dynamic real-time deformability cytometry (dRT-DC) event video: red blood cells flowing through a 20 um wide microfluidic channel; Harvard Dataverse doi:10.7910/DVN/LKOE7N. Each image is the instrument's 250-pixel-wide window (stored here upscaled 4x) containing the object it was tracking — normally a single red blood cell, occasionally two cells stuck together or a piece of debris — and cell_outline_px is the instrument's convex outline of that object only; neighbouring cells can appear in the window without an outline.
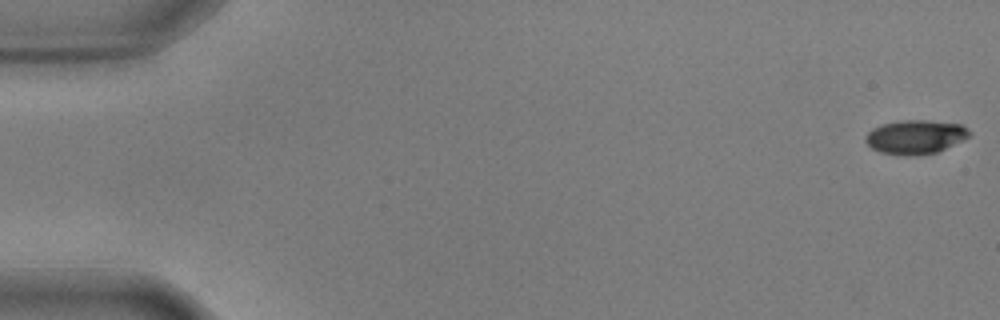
{"species": "common noctule bat (a hibernating species)", "species_latin": "Nyctalus noctula", "temperature_condition": "warm", "stored_images_in_passage": 21, "camera_frame_rate_fps": 3000, "um_per_image_px": 0.085, "animal": {"sex": "male", "body_mass_g": 17.9, "forearm_length_mm": 54.2}, "frame": {"image": 1, "passage_image": 1, "time_ms": 0.0, "image_size_px": [1000, 320], "cell_outline_px": [[972, 136], [964, 140], [936, 152], [916, 156], [908, 156], [880, 152], [872, 148], [864, 140], [864, 136], [872, 128], [884, 124], [904, 120], [924, 120], [960, 124], [968, 128], [972, 132]], "centroid_in_image_um": [77.84, 11.64], "position_along_channel_um": 7.2, "area_um2": 20.63}}
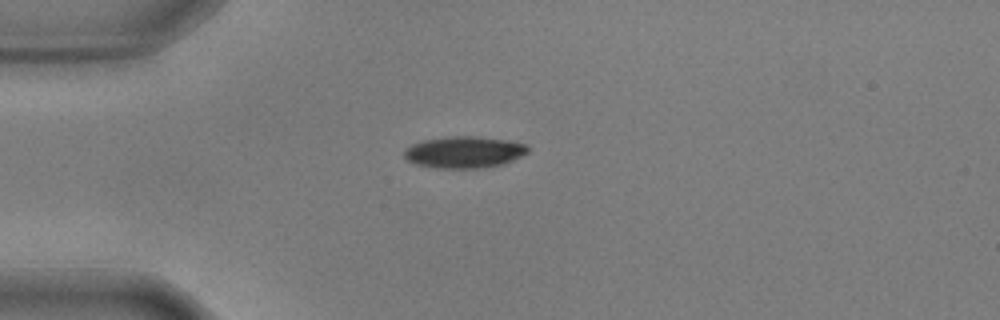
{"frame": {"image": 2, "passage_image": 15, "time_ms": 4.667, "image_size_px": [1000, 320], "cell_outline_px": [[528, 152], [512, 160], [500, 164], [476, 168], [440, 168], [416, 164], [408, 160], [404, 156], [404, 148], [420, 140], [448, 136], [476, 136], [508, 140], [524, 144], [528, 148]], "centroid_in_image_um": [39.4, 12.91], "position_along_channel_um": 45.6, "area_um2": 22.66}}
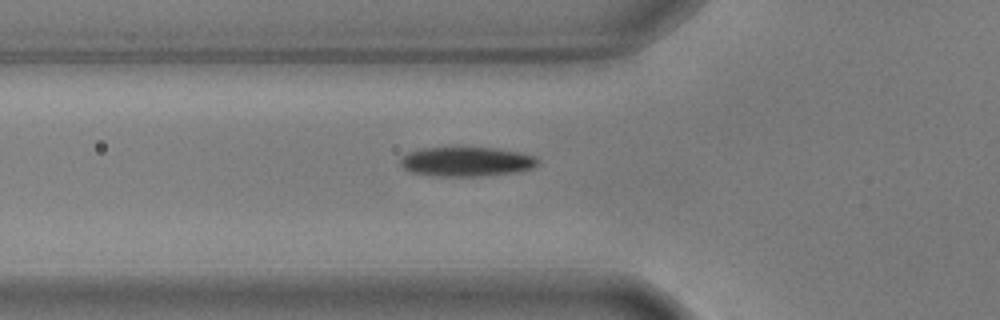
{"frame": {"image": 3, "passage_image": 20, "time_ms": 6.333, "image_size_px": [1000, 320], "cell_outline_px": [[540, 164], [532, 168], [516, 172], [480, 176], [440, 176], [408, 172], [400, 164], [400, 160], [408, 152], [420, 148], [496, 148], [520, 152], [536, 156], [540, 160]], "centroid_in_image_um": [39.68, 13.74], "position_along_channel_um": 86.1, "area_um2": 23.64}}